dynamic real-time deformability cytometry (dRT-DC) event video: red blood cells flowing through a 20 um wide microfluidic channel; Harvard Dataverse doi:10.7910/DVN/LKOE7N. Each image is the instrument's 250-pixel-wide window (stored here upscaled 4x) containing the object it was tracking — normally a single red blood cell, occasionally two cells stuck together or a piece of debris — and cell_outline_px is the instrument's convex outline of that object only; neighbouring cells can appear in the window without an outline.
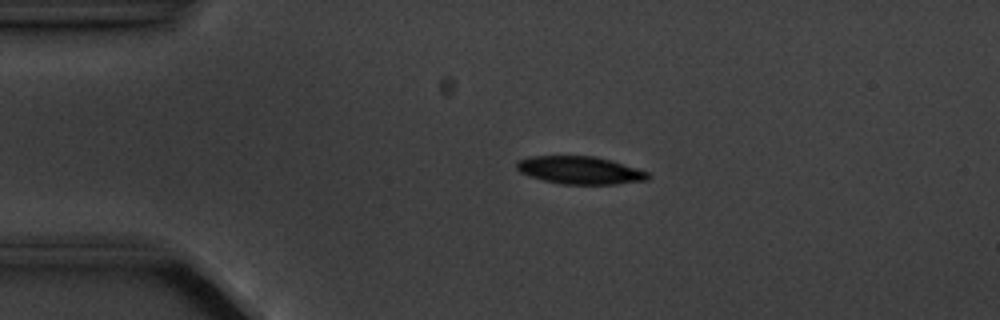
{"species": "common noctule bat (a hibernating species)", "species_latin": "Nyctalus noctula", "temperature_condition": "cold", "stored_images_in_passage": 11, "camera_frame_rate_fps": 3000, "um_per_image_px": 0.085, "animal": {"sex": "male", "body_mass_g": 20.1, "forearm_length_mm": 53.5}, "frame": {"image": 1, "passage_image": 4, "time_ms": 3.667, "image_size_px": [1000, 320], "cell_outline_px": [[648, 180], [612, 184], [564, 184], [544, 180], [528, 176], [520, 172], [516, 168], [516, 164], [520, 160], [528, 156], [596, 156], [636, 168], [648, 172]], "centroid_in_image_um": [49.26, 14.46], "position_along_channel_um": 35.7, "area_um2": 20.98}}